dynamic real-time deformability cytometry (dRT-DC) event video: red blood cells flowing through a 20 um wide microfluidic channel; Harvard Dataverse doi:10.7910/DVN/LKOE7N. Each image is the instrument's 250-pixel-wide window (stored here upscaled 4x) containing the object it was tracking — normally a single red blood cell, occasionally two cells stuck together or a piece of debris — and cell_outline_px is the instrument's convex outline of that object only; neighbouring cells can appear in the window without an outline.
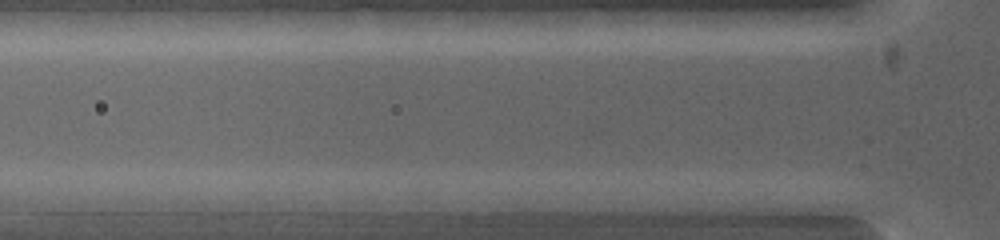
{"species": "common noctule bat (a hibernating species)", "species_latin": "Nyctalus noctula", "temperature_condition": "warm", "stored_images_in_passage": 3, "segment_of_instrument_passage": [2, 2], "camera_frame_rate_fps": 5000, "um_per_image_px": 0.085, "animal": {"sex": "female", "body_mass_g": 19.0, "forearm_length_mm": 53.3}, "frame": {"image": 1, "passage_image": 3, "time_ms": 0.8, "image_size_px": [1000, 240], "cell_outline_px": [[788, 200], [784, 216], [776, 220], [684, 208], [672, 200], [696, 192], [768, 192]], "centroid_in_image_um": [62.64, 17.32], "position_along_channel_um": 63.2, "area_um2": 16.36}}